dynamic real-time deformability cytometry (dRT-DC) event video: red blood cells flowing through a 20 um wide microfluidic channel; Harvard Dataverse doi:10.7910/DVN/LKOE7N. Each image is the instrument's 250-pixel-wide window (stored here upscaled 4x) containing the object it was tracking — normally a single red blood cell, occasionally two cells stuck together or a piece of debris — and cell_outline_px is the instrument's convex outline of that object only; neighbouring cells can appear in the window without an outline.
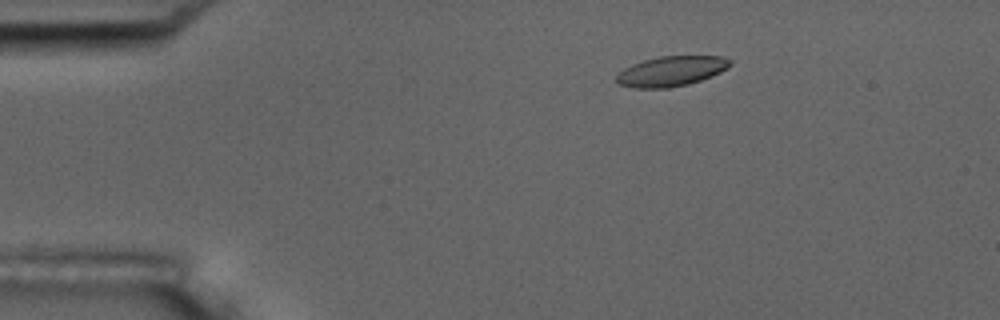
{"species": "common noctule bat (a hibernating species)", "species_latin": "Nyctalus noctula", "temperature_condition": "room temperature", "stored_images_in_passage": 5, "camera_frame_rate_fps": 3000, "um_per_image_px": 0.085, "animal": {"sex": "male", "body_mass_g": 17.5, "forearm_length_mm": 52.3}, "frame": {"image": 1, "passage_image": 3, "time_ms": 2.333, "image_size_px": [1000, 320], "cell_outline_px": [[732, 64], [728, 68], [720, 72], [700, 80], [688, 84], [668, 88], [636, 88], [620, 84], [616, 80], [616, 76], [624, 68], [632, 64], [644, 60], [660, 56], [724, 56], [732, 60]], "centroid_in_image_um": [57.08, 6.04], "position_along_channel_um": 27.9, "area_um2": 19.83}}